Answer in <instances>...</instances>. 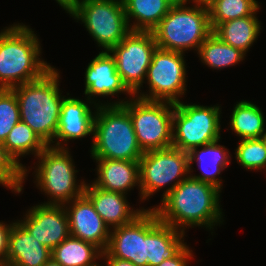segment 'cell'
Segmentation results:
<instances>
[{
  "label": "cell",
  "instance_id": "6da1fadb",
  "mask_svg": "<svg viewBox=\"0 0 266 266\" xmlns=\"http://www.w3.org/2000/svg\"><path fill=\"white\" fill-rule=\"evenodd\" d=\"M220 193L221 190L212 184L189 175L161 200V205L151 209L161 222L184 233L186 228L194 226H205L212 231L224 221Z\"/></svg>",
  "mask_w": 266,
  "mask_h": 266
},
{
  "label": "cell",
  "instance_id": "7a4b0ae2",
  "mask_svg": "<svg viewBox=\"0 0 266 266\" xmlns=\"http://www.w3.org/2000/svg\"><path fill=\"white\" fill-rule=\"evenodd\" d=\"M40 44L38 36L25 24L14 23L0 32L1 89L35 81L53 67L41 58Z\"/></svg>",
  "mask_w": 266,
  "mask_h": 266
},
{
  "label": "cell",
  "instance_id": "3957f363",
  "mask_svg": "<svg viewBox=\"0 0 266 266\" xmlns=\"http://www.w3.org/2000/svg\"><path fill=\"white\" fill-rule=\"evenodd\" d=\"M55 67L41 78L12 90L18 99L20 120L49 146L57 133L61 105L65 98L59 88L60 74Z\"/></svg>",
  "mask_w": 266,
  "mask_h": 266
},
{
  "label": "cell",
  "instance_id": "277c9868",
  "mask_svg": "<svg viewBox=\"0 0 266 266\" xmlns=\"http://www.w3.org/2000/svg\"><path fill=\"white\" fill-rule=\"evenodd\" d=\"M190 1L194 5L187 7ZM152 32L160 49L198 52L212 33L208 7L200 0H177Z\"/></svg>",
  "mask_w": 266,
  "mask_h": 266
},
{
  "label": "cell",
  "instance_id": "5b68a950",
  "mask_svg": "<svg viewBox=\"0 0 266 266\" xmlns=\"http://www.w3.org/2000/svg\"><path fill=\"white\" fill-rule=\"evenodd\" d=\"M90 154L92 158L140 160L139 147L128 111L122 105H98Z\"/></svg>",
  "mask_w": 266,
  "mask_h": 266
},
{
  "label": "cell",
  "instance_id": "8992f818",
  "mask_svg": "<svg viewBox=\"0 0 266 266\" xmlns=\"http://www.w3.org/2000/svg\"><path fill=\"white\" fill-rule=\"evenodd\" d=\"M36 186L47 194L49 201L42 204L64 205L84 193L87 182H77L75 164L69 148L47 146L37 157ZM79 183V184H78Z\"/></svg>",
  "mask_w": 266,
  "mask_h": 266
},
{
  "label": "cell",
  "instance_id": "52a82bcc",
  "mask_svg": "<svg viewBox=\"0 0 266 266\" xmlns=\"http://www.w3.org/2000/svg\"><path fill=\"white\" fill-rule=\"evenodd\" d=\"M104 105H122L129 113L136 139L143 152L172 147L175 104L150 101L135 96ZM172 109V110H171Z\"/></svg>",
  "mask_w": 266,
  "mask_h": 266
},
{
  "label": "cell",
  "instance_id": "ba28073f",
  "mask_svg": "<svg viewBox=\"0 0 266 266\" xmlns=\"http://www.w3.org/2000/svg\"><path fill=\"white\" fill-rule=\"evenodd\" d=\"M220 106L175 104L173 112L172 147L189 153L192 149L220 140Z\"/></svg>",
  "mask_w": 266,
  "mask_h": 266
},
{
  "label": "cell",
  "instance_id": "9c48e42d",
  "mask_svg": "<svg viewBox=\"0 0 266 266\" xmlns=\"http://www.w3.org/2000/svg\"><path fill=\"white\" fill-rule=\"evenodd\" d=\"M189 175L188 153L174 147L144 152L139 160L141 201L168 185L162 200Z\"/></svg>",
  "mask_w": 266,
  "mask_h": 266
},
{
  "label": "cell",
  "instance_id": "30bf717a",
  "mask_svg": "<svg viewBox=\"0 0 266 266\" xmlns=\"http://www.w3.org/2000/svg\"><path fill=\"white\" fill-rule=\"evenodd\" d=\"M70 16L84 24L104 51L119 44L131 31L122 0H81Z\"/></svg>",
  "mask_w": 266,
  "mask_h": 266
},
{
  "label": "cell",
  "instance_id": "8fae6325",
  "mask_svg": "<svg viewBox=\"0 0 266 266\" xmlns=\"http://www.w3.org/2000/svg\"><path fill=\"white\" fill-rule=\"evenodd\" d=\"M184 53L156 48L147 69L149 92H135L134 96L150 101L180 102L186 93V62ZM146 93V94H145Z\"/></svg>",
  "mask_w": 266,
  "mask_h": 266
},
{
  "label": "cell",
  "instance_id": "7c38bea8",
  "mask_svg": "<svg viewBox=\"0 0 266 266\" xmlns=\"http://www.w3.org/2000/svg\"><path fill=\"white\" fill-rule=\"evenodd\" d=\"M156 48L153 32L130 31L119 44L109 50L115 59L117 72L133 94L143 88Z\"/></svg>",
  "mask_w": 266,
  "mask_h": 266
},
{
  "label": "cell",
  "instance_id": "4fadbf2b",
  "mask_svg": "<svg viewBox=\"0 0 266 266\" xmlns=\"http://www.w3.org/2000/svg\"><path fill=\"white\" fill-rule=\"evenodd\" d=\"M16 220L28 233L51 251L70 236L69 220L64 205L38 204Z\"/></svg>",
  "mask_w": 266,
  "mask_h": 266
},
{
  "label": "cell",
  "instance_id": "5bb4252c",
  "mask_svg": "<svg viewBox=\"0 0 266 266\" xmlns=\"http://www.w3.org/2000/svg\"><path fill=\"white\" fill-rule=\"evenodd\" d=\"M105 251L136 266H148V209L133 222L110 230Z\"/></svg>",
  "mask_w": 266,
  "mask_h": 266
},
{
  "label": "cell",
  "instance_id": "9a60e30c",
  "mask_svg": "<svg viewBox=\"0 0 266 266\" xmlns=\"http://www.w3.org/2000/svg\"><path fill=\"white\" fill-rule=\"evenodd\" d=\"M64 207L68 215L70 236L90 242L102 252L105 251L111 229L95 211L90 199L83 193L64 204Z\"/></svg>",
  "mask_w": 266,
  "mask_h": 266
},
{
  "label": "cell",
  "instance_id": "2e32d148",
  "mask_svg": "<svg viewBox=\"0 0 266 266\" xmlns=\"http://www.w3.org/2000/svg\"><path fill=\"white\" fill-rule=\"evenodd\" d=\"M85 71L84 94L95 105H104L100 101L97 103V100H94L95 96L96 98L97 96L109 97L118 95V93H127L131 97L134 96L123 83L120 74L117 72L115 59L109 51L102 50V52H99L88 64Z\"/></svg>",
  "mask_w": 266,
  "mask_h": 266
},
{
  "label": "cell",
  "instance_id": "e0dca14e",
  "mask_svg": "<svg viewBox=\"0 0 266 266\" xmlns=\"http://www.w3.org/2000/svg\"><path fill=\"white\" fill-rule=\"evenodd\" d=\"M86 100L87 102L74 97L64 98L61 105L57 133L54 138L55 141L49 146L67 148L66 144L69 140L81 139L88 135H93L96 111L92 112L90 106L93 107V104V108L96 109L97 105L88 99Z\"/></svg>",
  "mask_w": 266,
  "mask_h": 266
},
{
  "label": "cell",
  "instance_id": "ac0fdd59",
  "mask_svg": "<svg viewBox=\"0 0 266 266\" xmlns=\"http://www.w3.org/2000/svg\"><path fill=\"white\" fill-rule=\"evenodd\" d=\"M84 194L110 229L133 222L145 211L141 207L134 210L125 194L100 189L93 183L85 184Z\"/></svg>",
  "mask_w": 266,
  "mask_h": 266
},
{
  "label": "cell",
  "instance_id": "d6986e66",
  "mask_svg": "<svg viewBox=\"0 0 266 266\" xmlns=\"http://www.w3.org/2000/svg\"><path fill=\"white\" fill-rule=\"evenodd\" d=\"M185 233L163 223L157 213L148 209V266H157L174 257L185 245Z\"/></svg>",
  "mask_w": 266,
  "mask_h": 266
},
{
  "label": "cell",
  "instance_id": "ffe728a7",
  "mask_svg": "<svg viewBox=\"0 0 266 266\" xmlns=\"http://www.w3.org/2000/svg\"><path fill=\"white\" fill-rule=\"evenodd\" d=\"M92 159L98 164L97 178L92 182L95 186L125 195L135 186L140 190L139 160Z\"/></svg>",
  "mask_w": 266,
  "mask_h": 266
},
{
  "label": "cell",
  "instance_id": "44dd1931",
  "mask_svg": "<svg viewBox=\"0 0 266 266\" xmlns=\"http://www.w3.org/2000/svg\"><path fill=\"white\" fill-rule=\"evenodd\" d=\"M52 251L14 221L9 233L6 266H44Z\"/></svg>",
  "mask_w": 266,
  "mask_h": 266
},
{
  "label": "cell",
  "instance_id": "7402d4cb",
  "mask_svg": "<svg viewBox=\"0 0 266 266\" xmlns=\"http://www.w3.org/2000/svg\"><path fill=\"white\" fill-rule=\"evenodd\" d=\"M219 141L217 140L192 149L188 153V157L190 176L199 181L212 184L221 190L223 188L222 179L219 175L231 163V154L225 146L218 144ZM194 162H197L202 172L200 175L191 174L193 172L192 165Z\"/></svg>",
  "mask_w": 266,
  "mask_h": 266
},
{
  "label": "cell",
  "instance_id": "603a6c76",
  "mask_svg": "<svg viewBox=\"0 0 266 266\" xmlns=\"http://www.w3.org/2000/svg\"><path fill=\"white\" fill-rule=\"evenodd\" d=\"M176 1L122 0L130 30L152 32Z\"/></svg>",
  "mask_w": 266,
  "mask_h": 266
},
{
  "label": "cell",
  "instance_id": "cb8c5ba5",
  "mask_svg": "<svg viewBox=\"0 0 266 266\" xmlns=\"http://www.w3.org/2000/svg\"><path fill=\"white\" fill-rule=\"evenodd\" d=\"M245 16L220 23L212 32L223 42L245 54L260 35L261 22L256 16Z\"/></svg>",
  "mask_w": 266,
  "mask_h": 266
},
{
  "label": "cell",
  "instance_id": "d4e9b609",
  "mask_svg": "<svg viewBox=\"0 0 266 266\" xmlns=\"http://www.w3.org/2000/svg\"><path fill=\"white\" fill-rule=\"evenodd\" d=\"M101 254L94 244L69 236L52 250L51 258L62 266H95Z\"/></svg>",
  "mask_w": 266,
  "mask_h": 266
},
{
  "label": "cell",
  "instance_id": "484cf974",
  "mask_svg": "<svg viewBox=\"0 0 266 266\" xmlns=\"http://www.w3.org/2000/svg\"><path fill=\"white\" fill-rule=\"evenodd\" d=\"M262 110L251 101L242 100L233 107L230 126L237 136L244 139H258L266 130Z\"/></svg>",
  "mask_w": 266,
  "mask_h": 266
},
{
  "label": "cell",
  "instance_id": "4316f807",
  "mask_svg": "<svg viewBox=\"0 0 266 266\" xmlns=\"http://www.w3.org/2000/svg\"><path fill=\"white\" fill-rule=\"evenodd\" d=\"M3 145L14 160L24 168V179L29 171L20 163L19 158L28 154L37 157L47 147L40 137L21 120L11 129Z\"/></svg>",
  "mask_w": 266,
  "mask_h": 266
},
{
  "label": "cell",
  "instance_id": "83f0119b",
  "mask_svg": "<svg viewBox=\"0 0 266 266\" xmlns=\"http://www.w3.org/2000/svg\"><path fill=\"white\" fill-rule=\"evenodd\" d=\"M197 54L201 62L213 70L235 66L246 56L241 50L223 42L213 32L201 44Z\"/></svg>",
  "mask_w": 266,
  "mask_h": 266
},
{
  "label": "cell",
  "instance_id": "f1b7e54d",
  "mask_svg": "<svg viewBox=\"0 0 266 266\" xmlns=\"http://www.w3.org/2000/svg\"><path fill=\"white\" fill-rule=\"evenodd\" d=\"M207 7L212 31L220 23L252 16L261 8L256 0H212Z\"/></svg>",
  "mask_w": 266,
  "mask_h": 266
},
{
  "label": "cell",
  "instance_id": "f546056e",
  "mask_svg": "<svg viewBox=\"0 0 266 266\" xmlns=\"http://www.w3.org/2000/svg\"><path fill=\"white\" fill-rule=\"evenodd\" d=\"M235 150V159L243 168L266 169V148L261 138L240 140Z\"/></svg>",
  "mask_w": 266,
  "mask_h": 266
},
{
  "label": "cell",
  "instance_id": "4dcf8cb0",
  "mask_svg": "<svg viewBox=\"0 0 266 266\" xmlns=\"http://www.w3.org/2000/svg\"><path fill=\"white\" fill-rule=\"evenodd\" d=\"M24 168L18 164L0 143V185L14 193H21L24 183Z\"/></svg>",
  "mask_w": 266,
  "mask_h": 266
},
{
  "label": "cell",
  "instance_id": "1f68e13d",
  "mask_svg": "<svg viewBox=\"0 0 266 266\" xmlns=\"http://www.w3.org/2000/svg\"><path fill=\"white\" fill-rule=\"evenodd\" d=\"M20 121L18 99L12 89H0V143Z\"/></svg>",
  "mask_w": 266,
  "mask_h": 266
},
{
  "label": "cell",
  "instance_id": "d6a6232c",
  "mask_svg": "<svg viewBox=\"0 0 266 266\" xmlns=\"http://www.w3.org/2000/svg\"><path fill=\"white\" fill-rule=\"evenodd\" d=\"M192 252L186 244L174 257L163 260L157 266H188V261L193 258Z\"/></svg>",
  "mask_w": 266,
  "mask_h": 266
},
{
  "label": "cell",
  "instance_id": "836d02e7",
  "mask_svg": "<svg viewBox=\"0 0 266 266\" xmlns=\"http://www.w3.org/2000/svg\"><path fill=\"white\" fill-rule=\"evenodd\" d=\"M12 223L0 222V266H6V256L8 252L9 233Z\"/></svg>",
  "mask_w": 266,
  "mask_h": 266
},
{
  "label": "cell",
  "instance_id": "e575fe53",
  "mask_svg": "<svg viewBox=\"0 0 266 266\" xmlns=\"http://www.w3.org/2000/svg\"><path fill=\"white\" fill-rule=\"evenodd\" d=\"M101 259L106 261L105 266H136L131 261L112 257L106 251L102 252Z\"/></svg>",
  "mask_w": 266,
  "mask_h": 266
},
{
  "label": "cell",
  "instance_id": "d590c367",
  "mask_svg": "<svg viewBox=\"0 0 266 266\" xmlns=\"http://www.w3.org/2000/svg\"><path fill=\"white\" fill-rule=\"evenodd\" d=\"M69 15L78 7L81 0H55Z\"/></svg>",
  "mask_w": 266,
  "mask_h": 266
},
{
  "label": "cell",
  "instance_id": "8d00e7d4",
  "mask_svg": "<svg viewBox=\"0 0 266 266\" xmlns=\"http://www.w3.org/2000/svg\"><path fill=\"white\" fill-rule=\"evenodd\" d=\"M44 266H62L57 261H55L53 258H51Z\"/></svg>",
  "mask_w": 266,
  "mask_h": 266
},
{
  "label": "cell",
  "instance_id": "74e56055",
  "mask_svg": "<svg viewBox=\"0 0 266 266\" xmlns=\"http://www.w3.org/2000/svg\"><path fill=\"white\" fill-rule=\"evenodd\" d=\"M261 140L263 141L265 148H266V130L263 132V134L261 135Z\"/></svg>",
  "mask_w": 266,
  "mask_h": 266
},
{
  "label": "cell",
  "instance_id": "f35d334b",
  "mask_svg": "<svg viewBox=\"0 0 266 266\" xmlns=\"http://www.w3.org/2000/svg\"><path fill=\"white\" fill-rule=\"evenodd\" d=\"M200 1L207 6L212 0H200Z\"/></svg>",
  "mask_w": 266,
  "mask_h": 266
}]
</instances>
